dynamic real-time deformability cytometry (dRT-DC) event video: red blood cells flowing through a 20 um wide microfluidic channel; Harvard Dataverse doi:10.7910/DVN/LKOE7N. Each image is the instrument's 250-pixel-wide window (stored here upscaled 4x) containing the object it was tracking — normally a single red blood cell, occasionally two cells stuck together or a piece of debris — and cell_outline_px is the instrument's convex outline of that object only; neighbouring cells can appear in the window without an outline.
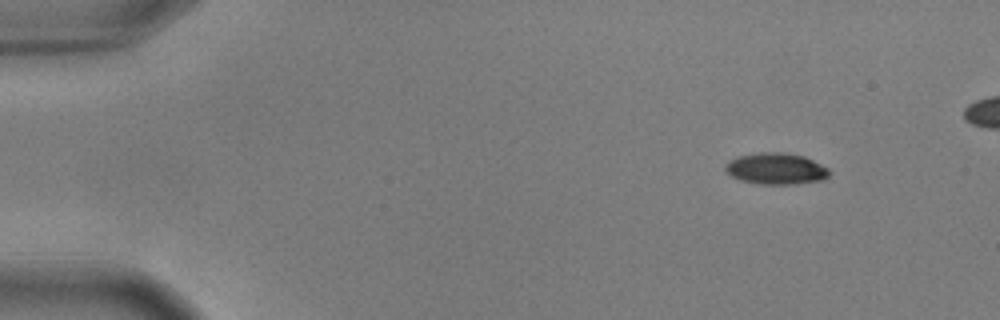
{"species": "common noctule bat (a hibernating species)", "species_latin": "Nyctalus noctula", "temperature_condition": "warm", "stored_images_in_passage": 14, "camera_frame_rate_fps": 3000, "um_per_image_px": 0.085, "animal": {"sex": "male", "body_mass_g": 17.9, "forearm_length_mm": 54.2}, "frame": {"image": 1, "passage_image": 6, "time_ms": 1.667, "image_size_px": [1000, 320], "cell_outline_px": [[832, 172], [824, 180], [796, 184], [760, 184], [740, 180], [724, 172], [724, 164], [728, 160], [736, 156], [760, 152], [784, 152], [804, 156], [828, 168]], "centroid_in_image_um": [65.93, 14.33], "position_along_channel_um": 19.1, "area_um2": 19.36}}